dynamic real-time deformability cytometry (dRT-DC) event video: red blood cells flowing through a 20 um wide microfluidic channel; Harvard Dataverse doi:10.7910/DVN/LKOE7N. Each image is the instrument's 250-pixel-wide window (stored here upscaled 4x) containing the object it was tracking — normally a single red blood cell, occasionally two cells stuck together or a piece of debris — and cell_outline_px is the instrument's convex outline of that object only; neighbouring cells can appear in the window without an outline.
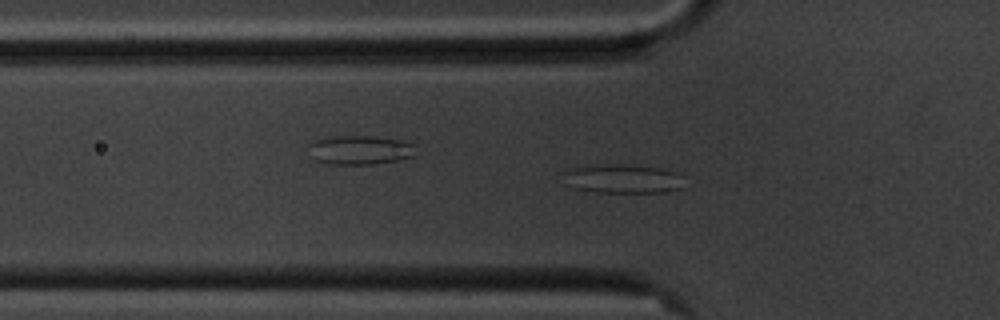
{"species": "common noctule bat (a hibernating species)", "species_latin": "Nyctalus noctula", "temperature_condition": "cold", "stored_images_in_passage": 41, "camera_frame_rate_fps": 3000, "um_per_image_px": 0.085, "animal": {"sex": "male", "body_mass_g": 20.1, "forearm_length_mm": 53.5}, "frame": {"image": 1, "passage_image": 2, "time_ms": 0.333, "image_size_px": [1000, 320], "cell_outline_px": [[684, 188], [664, 192], [596, 192], [576, 188], [564, 172], [568, 168], [588, 164], [628, 164], [660, 168], [676, 172], [684, 176]], "centroid_in_image_um": [53.05, 15.17], "position_along_channel_um": 72.7, "area_um2": 20.46}}
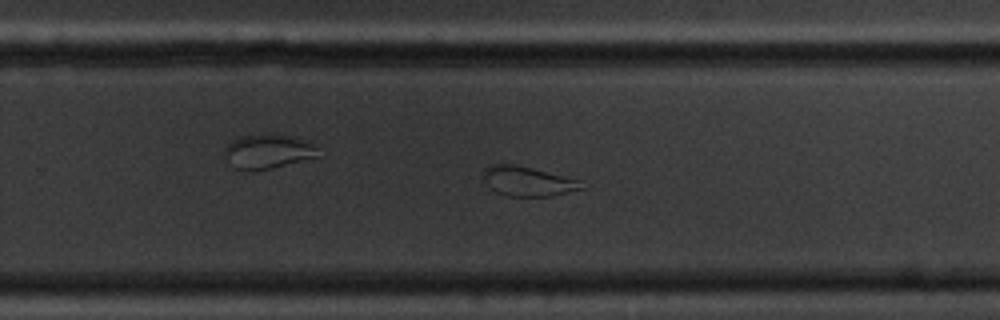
{"frame": {"image": 2, "passage_image": 20, "time_ms": 6.333, "image_size_px": [1000, 320], "cell_outline_px": [[584, 188], [552, 196], [508, 196], [496, 192], [484, 180], [484, 168], [488, 164], [516, 164], [564, 176], [576, 180]], "centroid_in_image_um": [44.8, 15.4], "position_along_channel_um": 285.0, "area_um2": 16.65}}
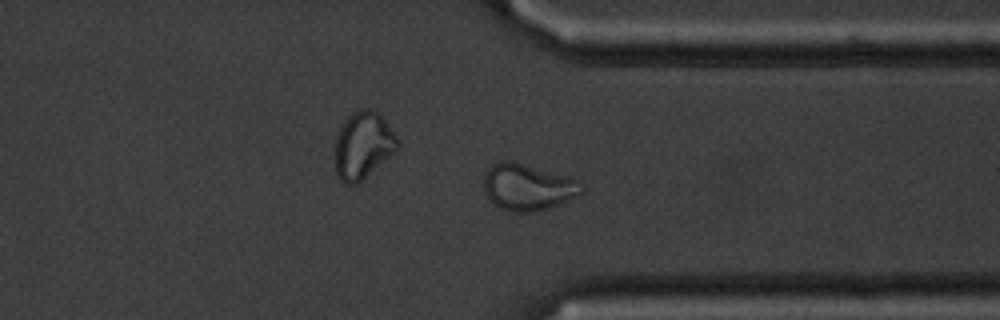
{"frame": {"image": 3, "passage_image": 27, "time_ms": 8.667, "image_size_px": [1000, 320], "cell_outline_px": [[584, 192], [560, 204], [548, 208], [532, 212], [512, 212], [500, 208], [488, 200], [484, 192], [484, 172], [492, 164], [500, 160], [512, 160], [568, 176], [580, 180], [584, 188]], "centroid_in_image_um": [44.85, 15.89], "position_along_channel_um": 366.6, "area_um2": 26.99}}